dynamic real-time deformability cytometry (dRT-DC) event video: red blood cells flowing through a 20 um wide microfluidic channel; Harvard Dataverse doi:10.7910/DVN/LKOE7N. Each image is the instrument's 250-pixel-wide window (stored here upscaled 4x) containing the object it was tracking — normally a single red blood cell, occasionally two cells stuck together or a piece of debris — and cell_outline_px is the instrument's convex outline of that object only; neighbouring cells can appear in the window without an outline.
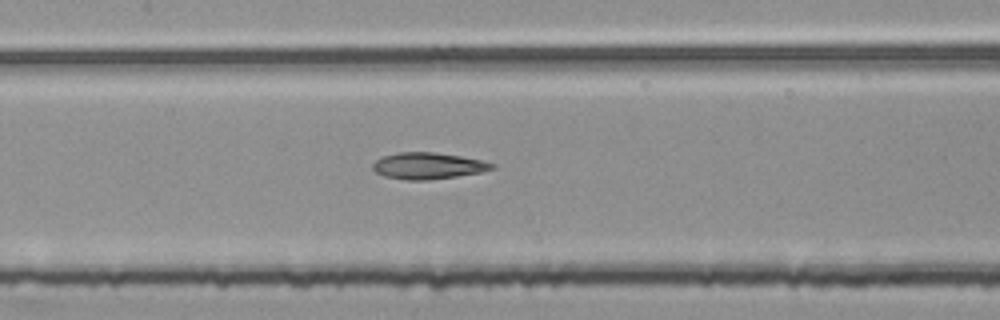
{"species": "common noctule bat (a hibernating species)", "species_latin": "Nyctalus noctula", "temperature_condition": "room temperature", "stored_images_in_passage": 54, "segment_of_instrument_passage": [2, 2], "camera_frame_rate_fps": 3000, "um_per_image_px": 0.085, "animal": {"sex": "female", "body_mass_g": 25.1}, "frame": {"image": 1, "passage_image": 26, "time_ms": 8.333, "image_size_px": [1000, 320], "cell_outline_px": [[496, 168], [480, 172], [456, 176], [428, 180], [408, 180], [384, 176], [376, 172], [372, 168], [372, 164], [376, 160], [384, 156], [400, 152], [432, 152], [460, 156], [484, 160], [496, 164]], "centroid_in_image_um": [36.41, 14.09], "position_along_channel_um": 171.0, "area_um2": 18.32}}
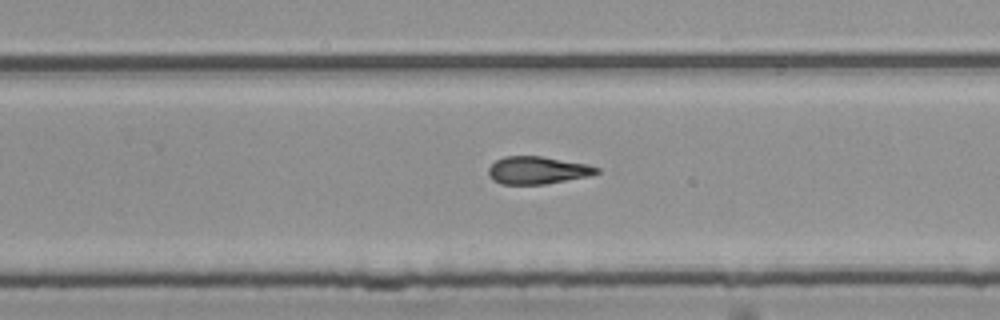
{"frame": {"image": 2, "passage_image": 35, "time_ms": 11.333, "image_size_px": [1000, 320], "cell_outline_px": [[600, 172], [588, 176], [544, 184], [500, 184], [492, 180], [488, 176], [488, 168], [496, 160], [504, 156], [540, 156], [588, 164], [600, 168]], "centroid_in_image_um": [45.66, 14.47], "position_along_channel_um": 284.1, "area_um2": 17.4}}
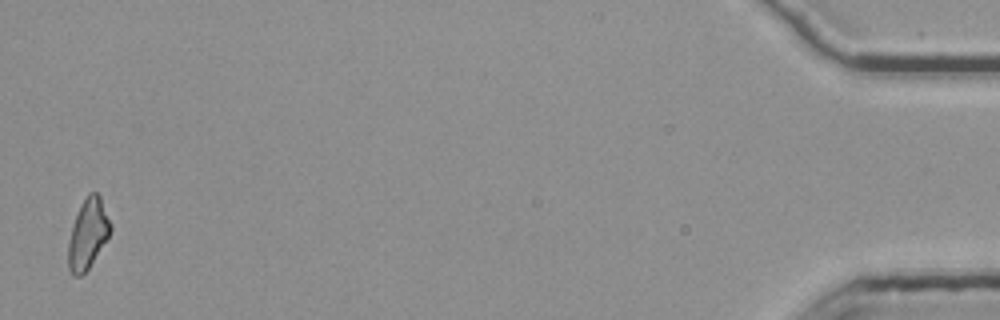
{"frame": {"image": 3, "passage_image": 54, "time_ms": 17.667, "image_size_px": [1000, 320], "cell_outline_px": [[112, 228], [108, 236], [88, 268], [80, 276], [72, 276], [68, 268], [68, 240], [80, 204], [88, 192], [96, 192], [100, 196], [112, 224]], "centroid_in_image_um": [7.46, 19.85], "position_along_channel_um": 427.7, "area_um2": 17.05}}